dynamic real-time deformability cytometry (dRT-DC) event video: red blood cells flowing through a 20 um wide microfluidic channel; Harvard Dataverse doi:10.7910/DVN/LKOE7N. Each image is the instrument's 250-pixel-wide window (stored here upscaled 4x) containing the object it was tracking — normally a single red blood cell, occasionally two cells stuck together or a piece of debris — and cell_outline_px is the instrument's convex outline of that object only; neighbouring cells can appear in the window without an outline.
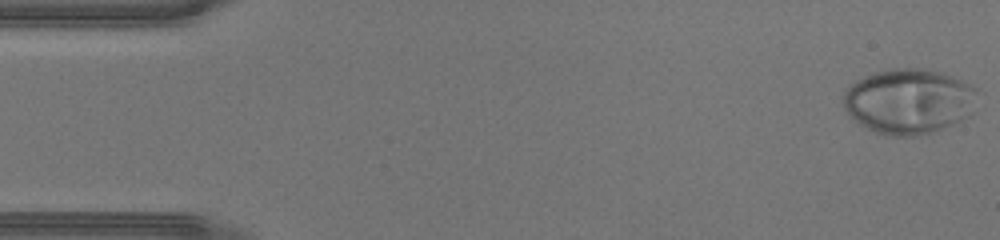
{"species": "human", "species_latin": "Homo sapiens", "temperature_condition": "warm", "stored_images_in_passage": 44, "camera_frame_rate_fps": 3000, "um_per_image_px": 0.085, "donor": {"sex": "male"}, "frame": {"image": 1, "passage_image": 1, "time_ms": 0.0, "image_size_px": [1000, 240], "cell_outline_px": [[976, 92], [972, 112], [968, 116], [952, 124], [932, 132], [916, 136], [884, 136], [860, 124], [844, 108], [844, 92], [856, 80], [864, 76], [888, 68], [924, 68], [940, 72], [972, 84], [976, 88]], "centroid_in_image_um": [77.25, 8.6], "position_along_channel_um": 7.8, "area_um2": 50.75}}
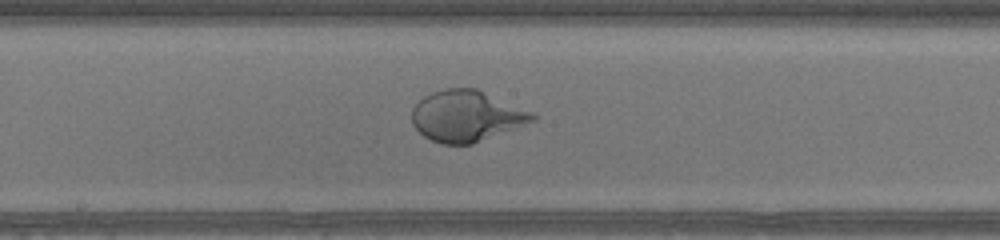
{"frame": {"image": 2, "passage_image": 23, "time_ms": 7.333, "image_size_px": [1000, 240], "cell_outline_px": [[536, 120], [472, 144], [440, 144], [424, 136], [412, 124], [412, 108], [424, 96], [432, 92], [444, 88], [476, 88], [532, 112], [536, 116]], "centroid_in_image_um": [39.62, 9.86], "position_along_channel_um": 208.6, "area_um2": 35.6}}
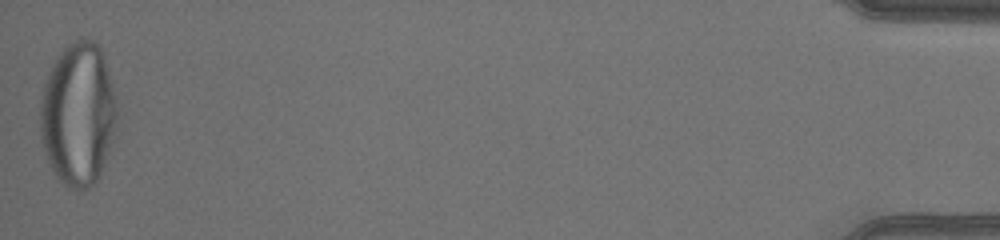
{"frame": {"image": 3, "passage_image": 44, "time_ms": 14.333, "image_size_px": [1000, 240], "cell_outline_px": [[116, 128], [100, 176], [88, 188], [76, 192], [68, 188], [56, 176], [48, 160], [40, 140], [40, 100], [44, 84], [52, 64], [60, 52], [68, 44], [84, 36], [92, 40], [100, 48], [104, 56], [116, 100]], "centroid_in_image_um": [6.63, 9.72], "position_along_channel_um": 428.6, "area_um2": 64.27}}